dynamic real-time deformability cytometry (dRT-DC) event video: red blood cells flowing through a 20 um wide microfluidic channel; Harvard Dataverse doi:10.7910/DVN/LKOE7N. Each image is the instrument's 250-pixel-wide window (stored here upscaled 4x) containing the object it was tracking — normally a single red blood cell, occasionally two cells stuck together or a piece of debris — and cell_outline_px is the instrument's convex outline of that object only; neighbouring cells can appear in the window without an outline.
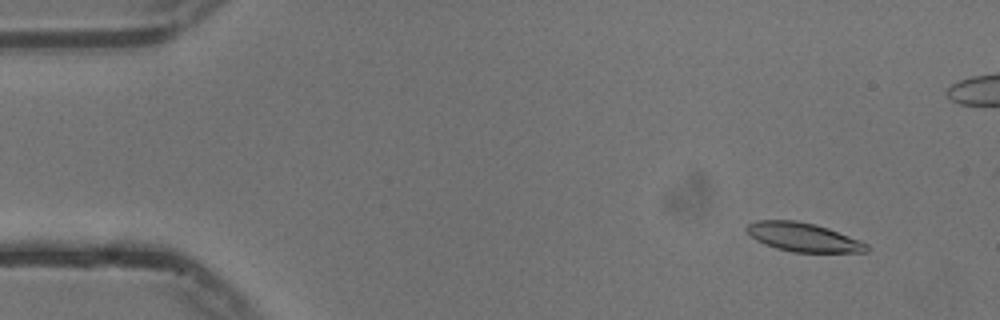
{"species": "common noctule bat (a hibernating species)", "species_latin": "Nyctalus noctula", "temperature_condition": "cold", "stored_images_in_passage": 16, "camera_frame_rate_fps": 3000, "um_per_image_px": 0.085, "animal": {"sex": "male", "body_mass_g": 13.3}, "frame": {"image": 1, "passage_image": 5, "time_ms": 1.333, "image_size_px": [1000, 320], "cell_outline_px": [[868, 252], [792, 252], [776, 248], [764, 244], [756, 240], [744, 228], [748, 224], [756, 220], [796, 220], [816, 224], [828, 228], [860, 240], [868, 244]], "centroid_in_image_um": [68.27, 20.15], "position_along_channel_um": 16.7, "area_um2": 20.17}}